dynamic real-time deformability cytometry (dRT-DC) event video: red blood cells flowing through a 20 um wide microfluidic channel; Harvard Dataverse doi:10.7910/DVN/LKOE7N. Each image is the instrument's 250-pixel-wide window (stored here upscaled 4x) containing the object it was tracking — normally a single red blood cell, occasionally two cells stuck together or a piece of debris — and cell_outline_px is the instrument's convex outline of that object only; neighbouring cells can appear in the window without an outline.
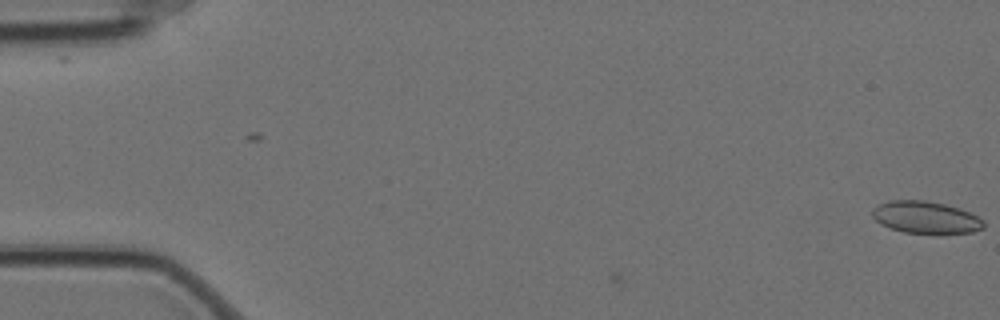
{"species": "Egyptian fruit bat (a non-hibernating species)", "species_latin": "Rousettus aegyptiacus", "temperature_condition": "cold", "stored_images_in_passage": 3, "camera_frame_rate_fps": 3000, "um_per_image_px": 0.085, "animal": {"sex": "female"}, "frame": {"image": 1, "passage_image": 1, "time_ms": 0.0, "image_size_px": [1000, 320], "cell_outline_px": [[984, 228], [972, 232], [936, 236], [904, 232], [880, 224], [872, 216], [872, 208], [876, 204], [888, 200], [924, 200], [944, 204], [968, 212], [984, 220]], "centroid_in_image_um": [78.67, 18.51], "position_along_channel_um": 6.3, "area_um2": 21.44}}